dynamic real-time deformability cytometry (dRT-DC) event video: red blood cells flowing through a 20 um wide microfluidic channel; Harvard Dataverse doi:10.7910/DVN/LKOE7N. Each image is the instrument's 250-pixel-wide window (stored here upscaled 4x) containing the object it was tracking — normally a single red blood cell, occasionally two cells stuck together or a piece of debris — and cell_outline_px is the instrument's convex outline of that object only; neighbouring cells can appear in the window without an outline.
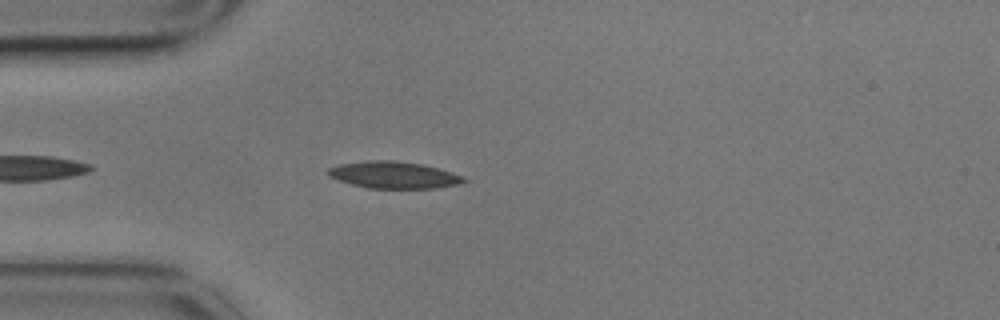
{"species": "common noctule bat (a hibernating species)", "species_latin": "Nyctalus noctula", "temperature_condition": "cold", "stored_images_in_passage": 4, "camera_frame_rate_fps": 3000, "um_per_image_px": 0.085, "animal": {"sex": "male", "body_mass_g": 17.9}, "frame": {"image": 1, "passage_image": 4, "time_ms": 1.0, "image_size_px": [1000, 320], "cell_outline_px": [[468, 180], [456, 184], [436, 188], [368, 188], [352, 184], [328, 176], [324, 172], [328, 168], [340, 164], [364, 160], [396, 160], [424, 164], [440, 168], [452, 172]], "centroid_in_image_um": [33.42, 14.85], "position_along_channel_um": 51.6, "area_um2": 21.33}}